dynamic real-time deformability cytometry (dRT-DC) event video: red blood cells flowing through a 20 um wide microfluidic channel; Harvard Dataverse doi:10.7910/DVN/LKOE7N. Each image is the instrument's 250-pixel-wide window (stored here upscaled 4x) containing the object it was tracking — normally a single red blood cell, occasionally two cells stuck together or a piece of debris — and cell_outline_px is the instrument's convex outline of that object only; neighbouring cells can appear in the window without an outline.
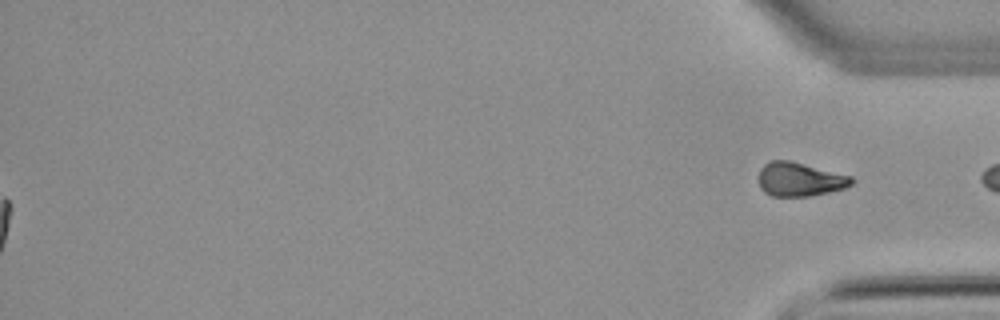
{"species": "common noctule bat (a hibernating species)", "species_latin": "Nyctalus noctula", "temperature_condition": "warm", "stored_images_in_passage": 55, "segment_of_instrument_passage": [2, 2], "camera_frame_rate_fps": 3000, "um_per_image_px": 0.085, "animal": {"sex": "male", "body_mass_g": 21.5, "forearm_length_mm": 52.0}, "frame": {"image": 1, "passage_image": 55, "time_ms": 18.0, "image_size_px": [1000, 320], "cell_outline_px": [[856, 180], [852, 184], [844, 188], [828, 192], [808, 196], [772, 196], [764, 192], [760, 188], [760, 168], [764, 164], [772, 160], [788, 160], [852, 176]], "centroid_in_image_um": [67.99, 15.24], "position_along_channel_um": 367.2, "area_um2": 18.21}}